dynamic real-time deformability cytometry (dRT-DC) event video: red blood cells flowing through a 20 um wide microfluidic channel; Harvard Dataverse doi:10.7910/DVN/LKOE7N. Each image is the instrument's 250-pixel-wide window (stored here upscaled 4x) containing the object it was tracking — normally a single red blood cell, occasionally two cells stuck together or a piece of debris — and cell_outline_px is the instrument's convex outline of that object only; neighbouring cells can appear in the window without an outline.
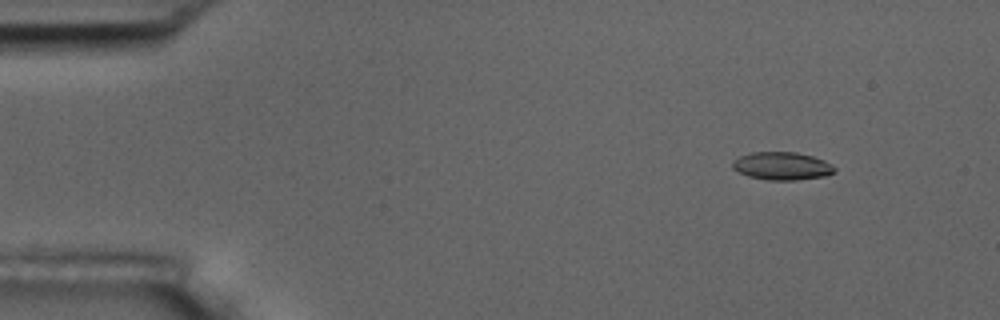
{"species": "common noctule bat (a hibernating species)", "species_latin": "Nyctalus noctula", "temperature_condition": "room temperature", "stored_images_in_passage": 55, "camera_frame_rate_fps": 3000, "um_per_image_px": 0.085, "animal": {"sex": "male", "body_mass_g": 17.5, "forearm_length_mm": 52.3}, "frame": {"image": 1, "passage_image": 5, "time_ms": 1.333, "image_size_px": [1000, 320], "cell_outline_px": [[836, 172], [824, 176], [796, 180], [768, 180], [748, 176], [732, 168], [732, 164], [740, 156], [752, 152], [796, 152], [812, 156], [824, 160], [836, 168]], "centroid_in_image_um": [66.49, 14.11], "position_along_channel_um": 18.5, "area_um2": 16.47}}
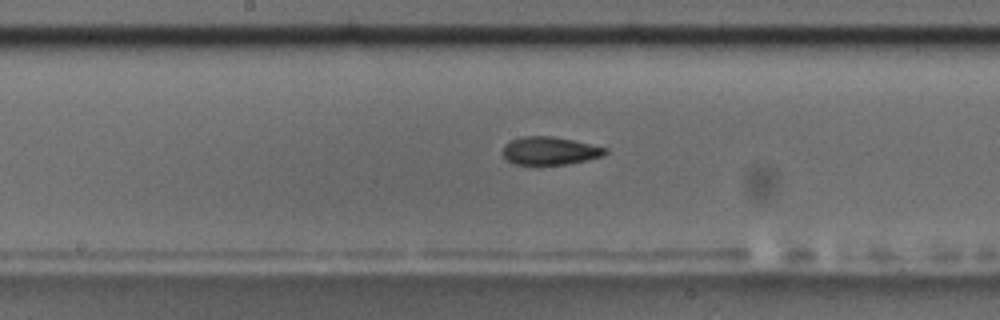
{"frame": {"image": 2, "passage_image": 28, "time_ms": 9.0, "image_size_px": [1000, 320], "cell_outline_px": [[608, 152], [604, 156], [568, 164], [536, 168], [512, 164], [504, 156], [504, 144], [520, 136], [552, 136], [572, 140], [608, 148]], "centroid_in_image_um": [46.71, 12.87], "position_along_channel_um": 201.5, "area_um2": 17.46}}
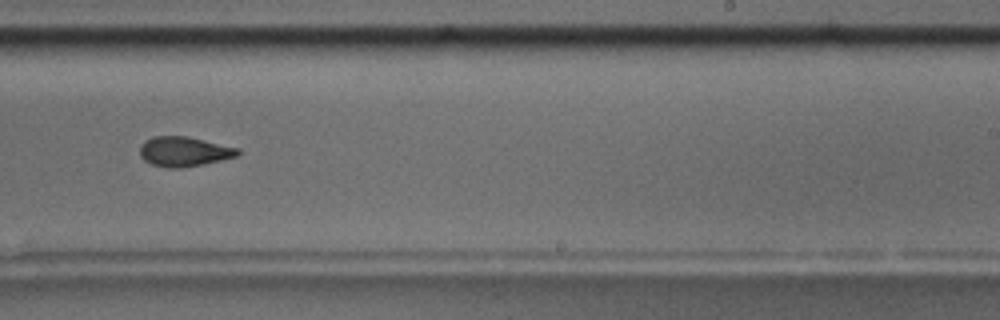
{"frame": {"image": 3, "passage_image": 34, "time_ms": 11.0, "image_size_px": [1000, 320], "cell_outline_px": [[240, 152], [236, 156], [204, 164], [180, 168], [168, 168], [152, 164], [144, 160], [140, 156], [140, 144], [144, 140], [152, 136], [188, 136], [240, 148]], "centroid_in_image_um": [15.62, 12.87], "position_along_channel_um": 273.4, "area_um2": 17.11}, "authors_computed_cell_mechanics": {"area_um2": 17.1666, "velocity_mm_per_s": 3.6052, "shape_relaxation_time_tau1_ms": 4.1467, "shape_relaxation_time_tau2_ms": 2.8742, "deformation_change_tau1": 0.1375, "deformation_change_tau2": 0.1036}}